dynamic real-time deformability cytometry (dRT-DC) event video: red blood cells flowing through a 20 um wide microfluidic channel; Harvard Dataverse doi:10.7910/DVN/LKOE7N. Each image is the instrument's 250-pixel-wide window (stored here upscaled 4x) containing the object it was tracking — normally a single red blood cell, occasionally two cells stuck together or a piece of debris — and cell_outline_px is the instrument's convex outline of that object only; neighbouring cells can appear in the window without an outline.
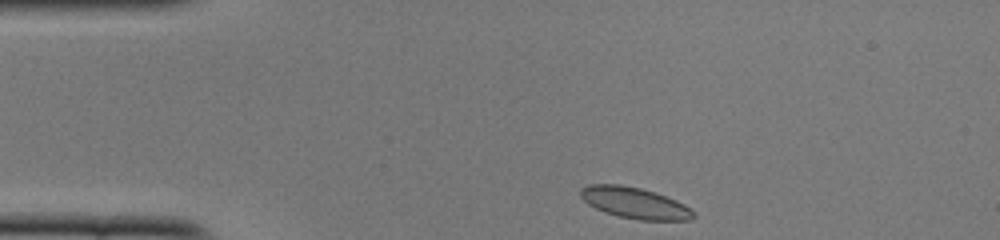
{"species": "common noctule bat (a hibernating species)", "species_latin": "Nyctalus noctula", "temperature_condition": "cold", "stored_images_in_passage": 43, "camera_frame_rate_fps": 3000, "um_per_image_px": 0.085, "animal": {"sex": "female", "body_mass_g": 22.0, "forearm_length_mm": 56.7}, "frame": {"image": 1, "passage_image": 1, "time_ms": 0.0, "image_size_px": [1000, 240], "cell_outline_px": [[696, 216], [692, 220], [640, 220], [620, 216], [604, 212], [588, 204], [580, 196], [580, 188], [588, 184], [620, 184], [640, 188], [656, 192], [676, 200], [684, 204], [696, 212]], "centroid_in_image_um": [53.97, 17.24], "position_along_channel_um": 31.0, "area_um2": 20.63}}
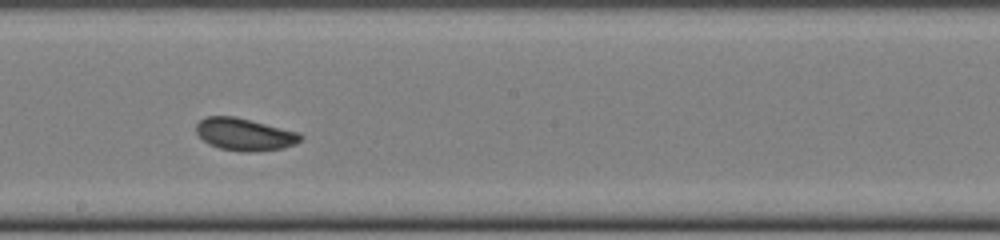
{"frame": {"image": 2, "passage_image": 20, "time_ms": 6.333, "image_size_px": [1000, 240], "cell_outline_px": [[304, 136], [296, 144], [284, 148], [248, 152], [244, 152], [220, 148], [208, 144], [196, 132], [196, 124], [200, 120], [208, 116], [236, 116], [300, 132]], "centroid_in_image_um": [20.82, 11.41], "position_along_channel_um": 227.4, "area_um2": 19.77}}
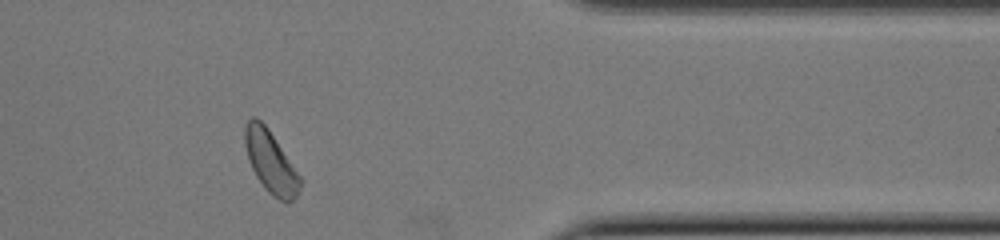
{"frame": {"image": 3, "passage_image": 34, "time_ms": 11.0, "image_size_px": [1000, 240], "cell_outline_px": [[304, 180], [296, 196], [288, 204], [272, 196], [264, 188], [256, 176], [252, 168], [244, 144], [244, 128], [248, 120], [252, 116], [256, 116], [268, 128]], "centroid_in_image_um": [23.03, 13.77], "position_along_channel_um": 388.4, "area_um2": 20.17}, "authors_computed_cell_mechanics": {"area_um2": 19.8254, "velocity_mm_per_s": 3.856, "shape_relaxation_time_tau1_ms": 2.7256, "shape_relaxation_time_tau2_ms": 3.9493, "deformation_change_tau1": 0.0747, "deformation_change_tau2": 0.058}}